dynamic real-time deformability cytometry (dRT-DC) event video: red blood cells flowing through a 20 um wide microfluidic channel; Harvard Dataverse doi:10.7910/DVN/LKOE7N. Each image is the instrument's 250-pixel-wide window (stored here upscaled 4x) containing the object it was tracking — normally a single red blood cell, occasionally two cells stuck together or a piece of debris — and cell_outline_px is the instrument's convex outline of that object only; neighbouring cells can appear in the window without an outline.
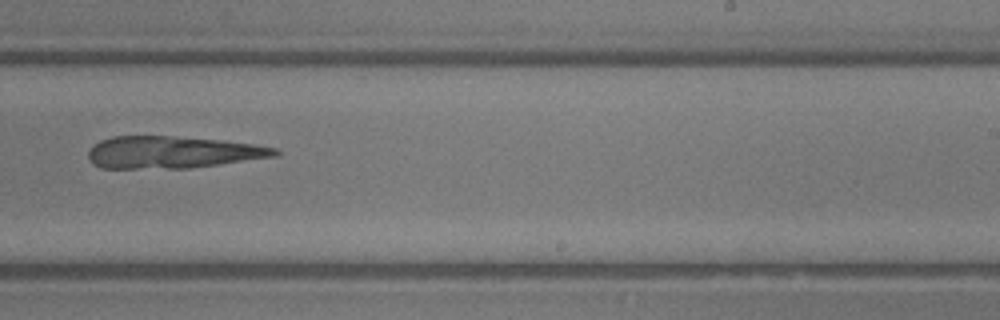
{"species": "common noctule bat (a hibernating species)", "species_latin": "Nyctalus noctula", "temperature_condition": "room temperature", "stored_images_in_passage": 31, "camera_frame_rate_fps": 3000, "um_per_image_px": 0.085, "animal": {"sex": "male", "body_mass_g": 13.3}, "frame": {"image": 1, "passage_image": 17, "time_ms": 5.333, "image_size_px": [1000, 320], "cell_outline_px": [[280, 152], [276, 156], [220, 164], [188, 168], [100, 168], [92, 164], [88, 160], [88, 152], [100, 140], [112, 136], [172, 136], [224, 140], [256, 144], [276, 148]], "centroid_in_image_um": [14.65, 12.94], "position_along_channel_um": 274.3, "area_um2": 34.97}}
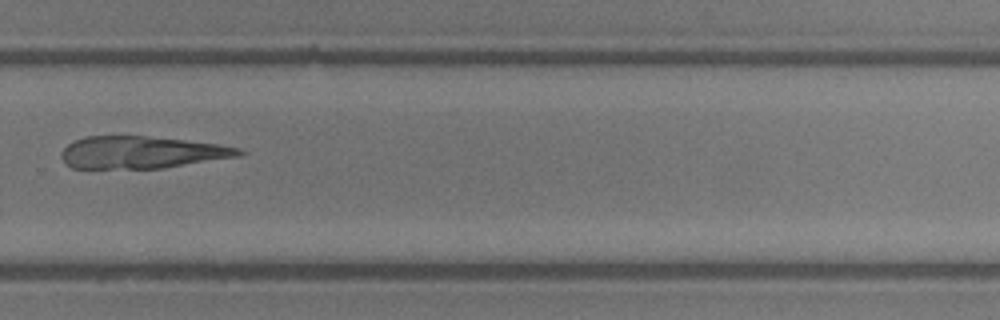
{"frame": {"image": 2, "passage_image": 20, "time_ms": 6.333, "image_size_px": [1000, 320], "cell_outline_px": [[244, 152], [240, 156], [160, 168], [72, 168], [64, 164], [60, 156], [64, 148], [68, 144], [76, 140], [88, 136], [144, 136], [184, 140], [216, 144], [240, 148]], "centroid_in_image_um": [11.99, 12.95], "position_along_channel_um": 317.8, "area_um2": 32.95}}